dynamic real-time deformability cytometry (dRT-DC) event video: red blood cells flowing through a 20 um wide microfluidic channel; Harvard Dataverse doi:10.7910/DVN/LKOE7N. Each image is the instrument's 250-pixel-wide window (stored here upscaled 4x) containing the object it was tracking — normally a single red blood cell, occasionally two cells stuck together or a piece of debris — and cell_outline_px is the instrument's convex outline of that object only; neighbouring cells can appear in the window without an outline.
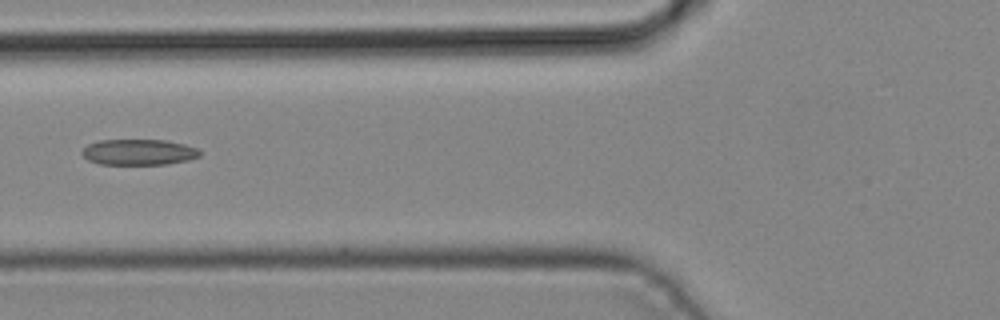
{"species": "common noctule bat (a hibernating species)", "species_latin": "Nyctalus noctula", "temperature_condition": "cold", "stored_images_in_passage": 5, "camera_frame_rate_fps": 3000, "um_per_image_px": 0.085, "animal": {"sex": "male", "body_mass_g": 19.2, "forearm_length_mm": 51.8}, "frame": {"image": 1, "passage_image": 5, "time_ms": 1.333, "image_size_px": [1000, 320], "cell_outline_px": [[200, 156], [188, 160], [168, 164], [100, 164], [88, 160], [80, 152], [88, 144], [100, 140], [164, 140], [184, 144], [196, 148], [200, 152]], "centroid_in_image_um": [11.78, 12.93], "position_along_channel_um": 114.0, "area_um2": 17.63}}